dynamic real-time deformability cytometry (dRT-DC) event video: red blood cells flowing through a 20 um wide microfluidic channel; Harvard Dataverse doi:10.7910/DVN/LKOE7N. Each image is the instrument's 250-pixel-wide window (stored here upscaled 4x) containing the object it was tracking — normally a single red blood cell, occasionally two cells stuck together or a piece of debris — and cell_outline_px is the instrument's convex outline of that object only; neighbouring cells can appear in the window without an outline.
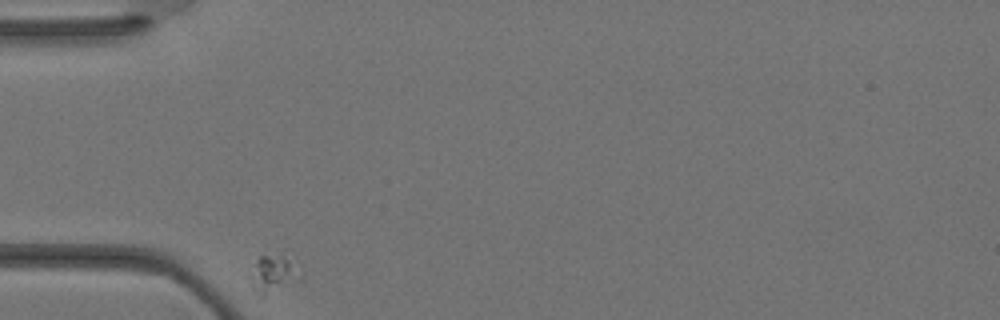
{"species": "Egyptian fruit bat (a non-hibernating species)", "species_latin": "Rousettus aegyptiacus", "temperature_condition": "warm", "stored_images_in_passage": 25, "camera_frame_rate_fps": 3000, "um_per_image_px": 0.085, "animal": {"sex": "female"}, "frame": {"image": 1, "passage_image": 1, "time_ms": 0.0, "image_size_px": [1000, 320], "cell_outline_px": [[304, 272], [300, 280], [264, 296], [260, 296], [252, 288], [252, 284], [256, 260], [260, 256], [280, 252]], "centroid_in_image_um": [23.32, 23.26], "position_along_channel_um": 61.7, "area_um2": 10.87}}
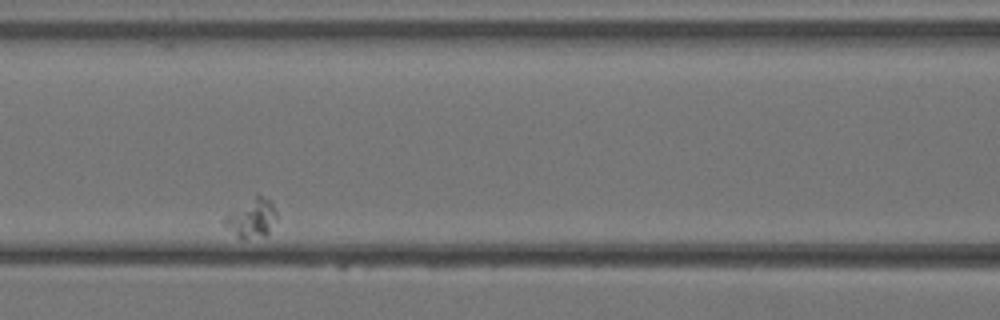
{"frame": {"image": 2, "passage_image": 8, "time_ms": 2.333, "image_size_px": [1000, 320], "cell_outline_px": [[276, 220], [268, 232], [264, 236], [236, 236], [224, 224], [224, 220], [232, 212], [256, 192], [268, 200], [272, 204], [276, 212]], "centroid_in_image_um": [21.43, 18.48], "position_along_channel_um": 145.2, "area_um2": 11.16}}
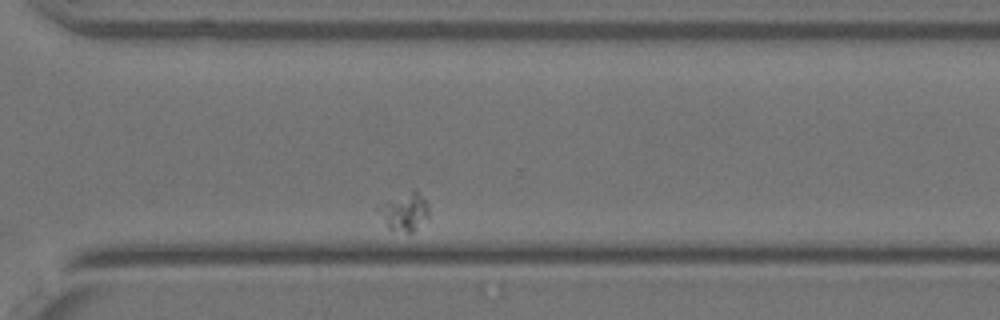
{"frame": {"image": 3, "passage_image": 22, "time_ms": 7.0, "image_size_px": [1000, 320], "cell_outline_px": [[428, 220], [412, 232], [408, 232], [388, 228], [376, 208], [376, 204], [412, 192], [416, 192], [424, 196], [428, 208]], "centroid_in_image_um": [34.38, 18.02], "position_along_channel_um": 336.2, "area_um2": 10.87}}